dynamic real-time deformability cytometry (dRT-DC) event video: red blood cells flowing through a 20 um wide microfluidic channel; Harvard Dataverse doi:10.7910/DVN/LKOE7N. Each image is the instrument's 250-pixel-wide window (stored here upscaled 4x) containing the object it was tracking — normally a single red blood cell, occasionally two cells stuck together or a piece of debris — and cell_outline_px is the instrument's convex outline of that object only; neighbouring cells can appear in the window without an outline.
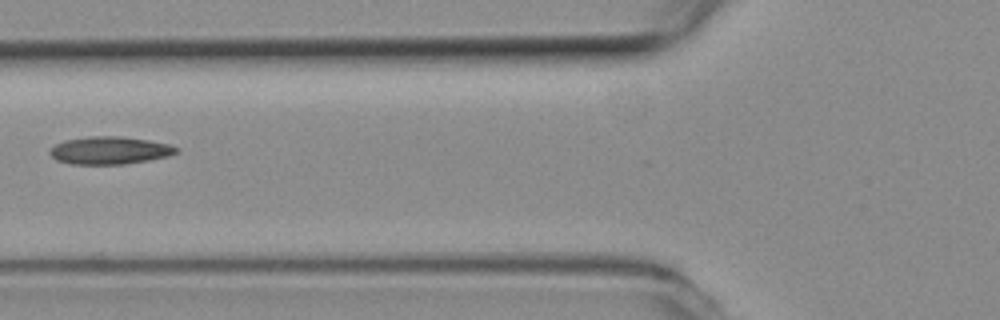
{"species": "common noctule bat (a hibernating species)", "species_latin": "Nyctalus noctula", "temperature_condition": "room temperature", "stored_images_in_passage": 3, "camera_frame_rate_fps": 3000, "um_per_image_px": 0.085, "animal": {"sex": "female", "body_mass_g": 19.3, "forearm_length_mm": 54.1}, "frame": {"image": 1, "passage_image": 2, "time_ms": 0.333, "image_size_px": [1000, 320], "cell_outline_px": [[176, 152], [168, 156], [148, 160], [124, 164], [68, 164], [56, 160], [48, 152], [56, 144], [64, 140], [88, 136], [120, 136], [148, 140], [168, 144], [176, 148]], "centroid_in_image_um": [9.26, 12.78], "position_along_channel_um": 116.5, "area_um2": 20.23}}
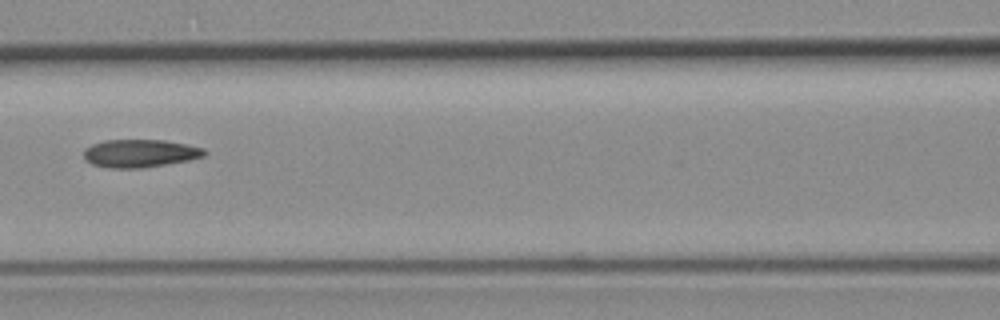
{"frame": {"image": 2, "passage_image": 3, "time_ms": 0.667, "image_size_px": [1000, 320], "cell_outline_px": [[208, 152], [204, 156], [188, 160], [140, 168], [108, 168], [92, 164], [84, 160], [84, 148], [92, 144], [104, 140], [164, 140], [204, 148]], "centroid_in_image_um": [11.86, 13.03], "position_along_channel_um": 154.7, "area_um2": 19.59}}